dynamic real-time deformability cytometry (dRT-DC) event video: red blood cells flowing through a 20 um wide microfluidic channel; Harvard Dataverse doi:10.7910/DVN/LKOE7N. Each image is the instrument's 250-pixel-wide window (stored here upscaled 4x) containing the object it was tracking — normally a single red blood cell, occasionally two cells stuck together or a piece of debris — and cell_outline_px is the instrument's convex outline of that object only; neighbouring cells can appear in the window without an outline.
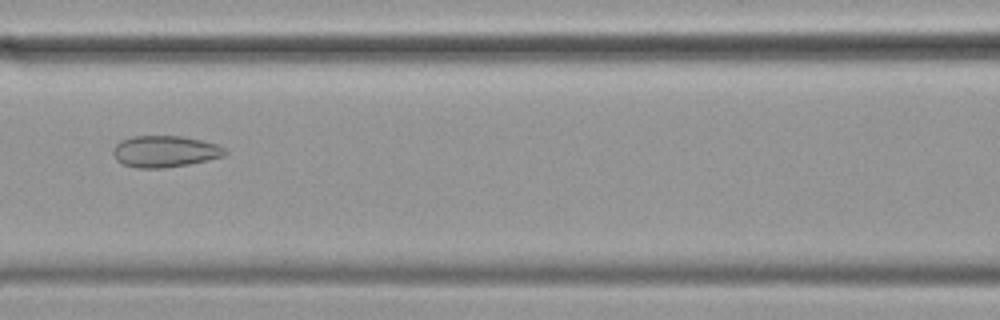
{"species": "common noctule bat (a hibernating species)", "species_latin": "Nyctalus noctula", "temperature_condition": "cold", "stored_images_in_passage": 57, "camera_frame_rate_fps": 3000, "um_per_image_px": 0.085, "animal": {"sex": "female", "body_mass_g": 19.9}, "frame": {"image": 1, "passage_image": 25, "time_ms": 8.0, "image_size_px": [1000, 320], "cell_outline_px": [[228, 152], [224, 156], [188, 164], [164, 168], [136, 168], [124, 164], [116, 160], [112, 152], [112, 148], [120, 140], [132, 136], [180, 136], [220, 144]], "centroid_in_image_um": [14.0, 12.87], "position_along_channel_um": 152.6, "area_um2": 20.63}}
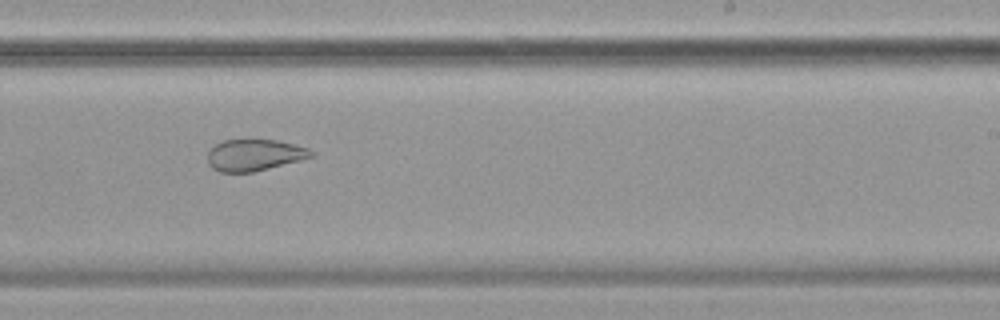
{"frame": {"image": 2, "passage_image": 35, "time_ms": 11.333, "image_size_px": [1000, 320], "cell_outline_px": [[312, 156], [300, 160], [252, 172], [220, 172], [212, 168], [208, 164], [208, 152], [216, 144], [224, 140], [248, 136], [276, 140], [308, 148], [312, 152]], "centroid_in_image_um": [21.57, 13.13], "position_along_channel_um": 267.4, "area_um2": 19.42}}
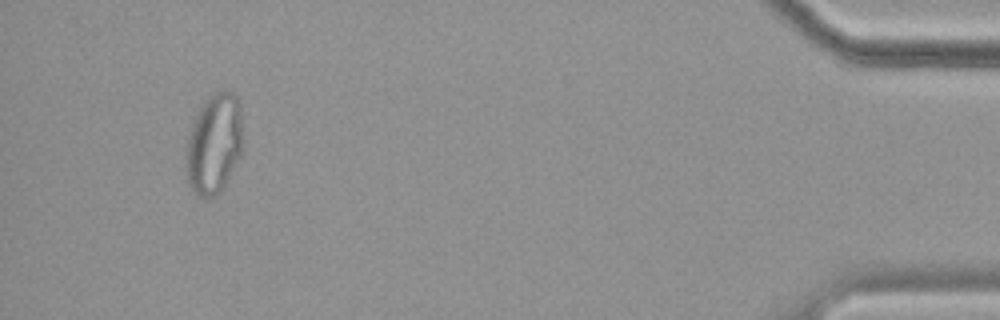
{"frame": {"image": 3, "passage_image": 54, "time_ms": 17.667, "image_size_px": [1000, 320], "cell_outline_px": [[244, 148], [228, 180], [220, 192], [212, 196], [200, 196], [188, 184], [184, 164], [184, 152], [188, 136], [192, 124], [200, 108], [208, 96], [224, 88], [232, 92], [240, 100], [244, 140]], "centroid_in_image_um": [18.22, 12.19], "position_along_channel_um": 417.0, "area_um2": 34.04}, "authors_computed_cell_mechanics": {"area_um2": 27.455, "velocity_mm_per_s": 3.463, "shape_relaxation_time_tau1_ms": null, "shape_relaxation_time_tau2_ms": 1.7647, "deformation_change_tau1": null, "deformation_change_tau2": 0.0824}}